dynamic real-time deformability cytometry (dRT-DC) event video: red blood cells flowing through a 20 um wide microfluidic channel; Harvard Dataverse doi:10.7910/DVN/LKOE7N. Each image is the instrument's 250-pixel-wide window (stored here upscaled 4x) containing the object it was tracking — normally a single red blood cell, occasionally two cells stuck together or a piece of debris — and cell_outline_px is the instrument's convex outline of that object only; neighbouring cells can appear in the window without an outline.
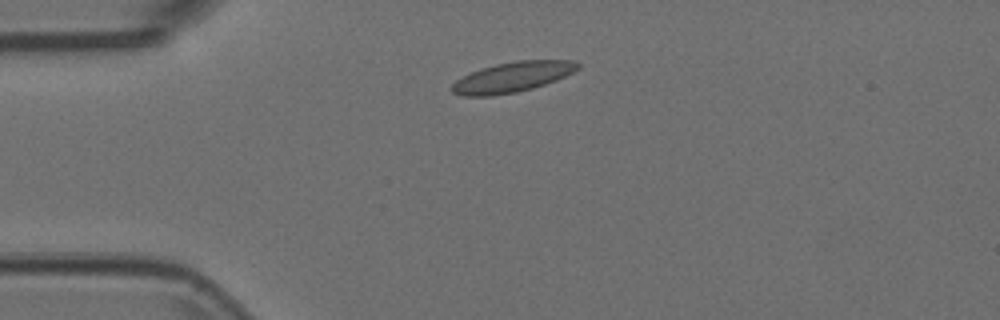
{"species": "Egyptian fruit bat (a non-hibernating species)", "species_latin": "Rousettus aegyptiacus", "temperature_condition": "room temperature", "stored_images_in_passage": 2, "camera_frame_rate_fps": 3000, "um_per_image_px": 0.085, "animal": {"sex": "female"}, "frame": {"image": 1, "passage_image": 1, "time_ms": 0.0, "image_size_px": [1000, 320], "cell_outline_px": [[580, 68], [556, 80], [532, 88], [516, 92], [492, 96], [464, 96], [452, 92], [448, 88], [456, 80], [480, 68], [496, 64], [516, 60], [572, 60], [580, 64]], "centroid_in_image_um": [43.53, 6.55], "position_along_channel_um": 41.5, "area_um2": 22.14}}